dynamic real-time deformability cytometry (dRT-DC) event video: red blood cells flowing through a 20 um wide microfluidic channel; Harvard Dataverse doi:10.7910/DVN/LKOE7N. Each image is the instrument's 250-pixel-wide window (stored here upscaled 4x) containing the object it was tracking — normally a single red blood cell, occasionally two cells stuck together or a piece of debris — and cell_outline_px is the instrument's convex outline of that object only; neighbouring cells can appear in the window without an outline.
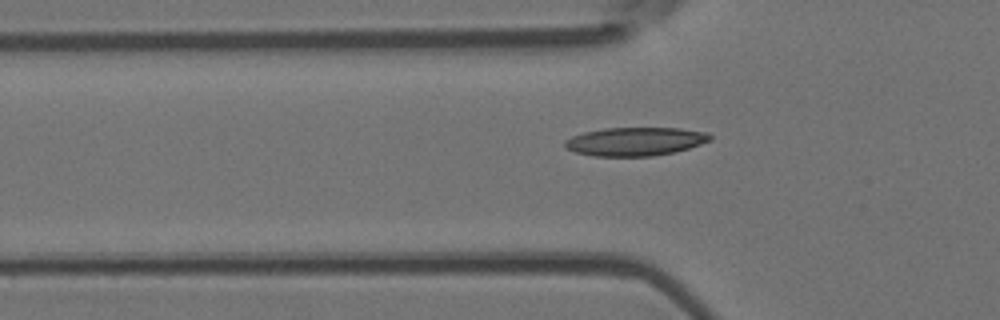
{"species": "Egyptian fruit bat (a non-hibernating species)", "species_latin": "Rousettus aegyptiacus", "temperature_condition": "room temperature", "stored_images_in_passage": 29, "camera_frame_rate_fps": 3000, "um_per_image_px": 0.085, "animal": {"sex": "female"}, "frame": {"image": 1, "passage_image": 2, "time_ms": 0.333, "image_size_px": [1000, 320], "cell_outline_px": [[712, 140], [676, 152], [652, 156], [592, 156], [576, 152], [568, 148], [564, 144], [564, 140], [572, 136], [584, 132], [604, 128], [680, 128], [708, 132], [712, 136]], "centroid_in_image_um": [54.02, 12.02], "position_along_channel_um": 71.8, "area_um2": 24.16}}
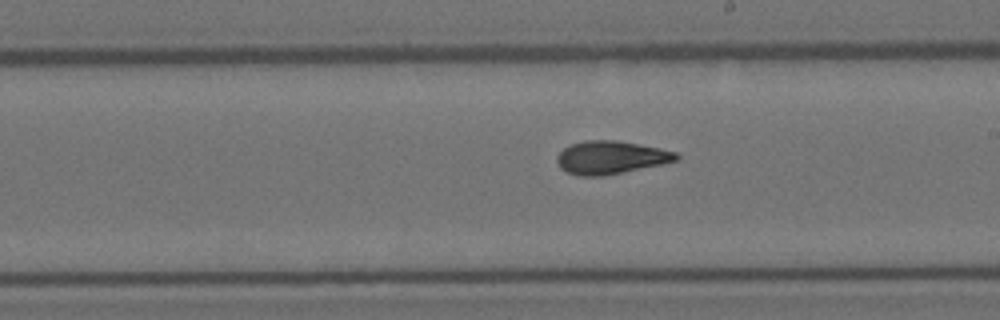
{"frame": {"image": 2, "passage_image": 15, "time_ms": 4.667, "image_size_px": [1000, 320], "cell_outline_px": [[680, 156], [676, 160], [660, 164], [624, 172], [600, 176], [580, 176], [568, 172], [560, 168], [556, 160], [556, 156], [564, 148], [572, 144], [584, 140], [616, 140], [660, 148], [680, 152]], "centroid_in_image_um": [51.91, 13.38], "position_along_channel_um": 237.1, "area_um2": 22.89}}
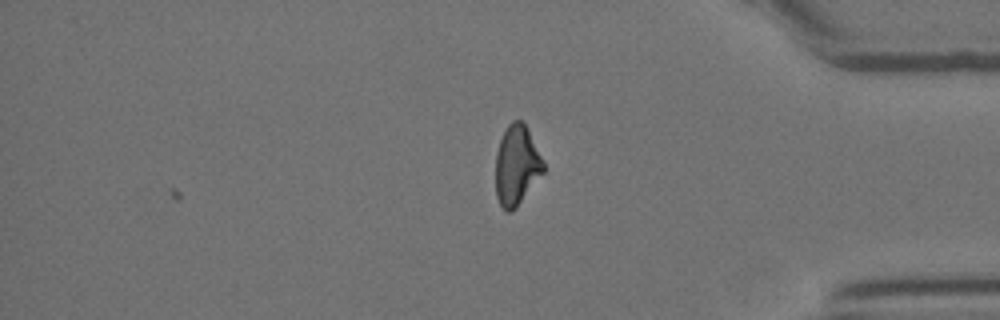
{"frame": {"image": 3, "passage_image": 29, "time_ms": 9.333, "image_size_px": [1000, 320], "cell_outline_px": [[544, 172], [516, 208], [512, 212], [508, 212], [500, 204], [496, 196], [496, 152], [500, 140], [508, 124], [512, 120], [520, 120], [524, 124], [544, 160]], "centroid_in_image_um": [43.92, 14.07], "position_along_channel_um": 391.3, "area_um2": 22.08}, "authors_computed_cell_mechanics": {"area_um2": 22.542, "velocity_mm_per_s": 3.7907, "shape_relaxation_time_tau1_ms": null, "shape_relaxation_time_tau2_ms": 1.854, "deformation_change_tau1": null, "deformation_change_tau2": 0.0762}}